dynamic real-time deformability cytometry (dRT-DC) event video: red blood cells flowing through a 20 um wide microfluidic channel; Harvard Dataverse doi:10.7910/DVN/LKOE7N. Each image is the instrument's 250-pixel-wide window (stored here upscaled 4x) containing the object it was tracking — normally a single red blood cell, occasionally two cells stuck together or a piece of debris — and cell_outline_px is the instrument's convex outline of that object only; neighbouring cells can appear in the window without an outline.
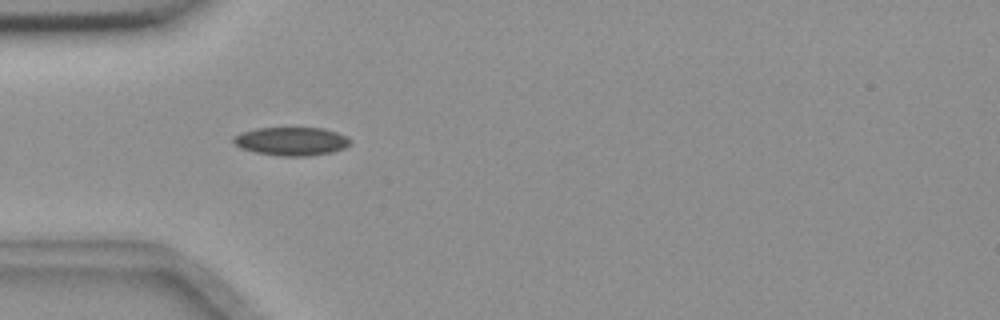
{"species": "common noctule bat (a hibernating species)", "species_latin": "Nyctalus noctula", "temperature_condition": "room temperature", "stored_images_in_passage": 41, "camera_frame_rate_fps": 3000, "um_per_image_px": 0.085, "animal": {"sex": "female", "body_mass_g": 18.4}, "frame": {"image": 1, "passage_image": 2, "time_ms": 0.333, "image_size_px": [1000, 320], "cell_outline_px": [[352, 140], [344, 148], [332, 152], [308, 156], [280, 156], [256, 152], [240, 148], [232, 140], [232, 136], [240, 132], [256, 128], [324, 128], [348, 136]], "centroid_in_image_um": [24.76, 12.0], "position_along_channel_um": 60.2, "area_um2": 19.42}}
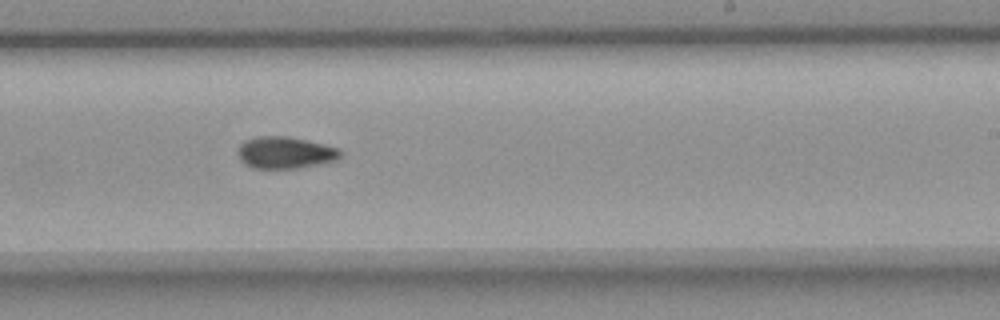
{"frame": {"image": 2, "passage_image": 19, "time_ms": 6.0, "image_size_px": [1000, 320], "cell_outline_px": [[340, 156], [336, 160], [320, 164], [296, 168], [252, 168], [244, 164], [240, 160], [236, 152], [236, 148], [244, 140], [256, 136], [288, 136], [308, 140], [340, 148]], "centroid_in_image_um": [24.19, 12.96], "position_along_channel_um": 264.8, "area_um2": 19.31}}
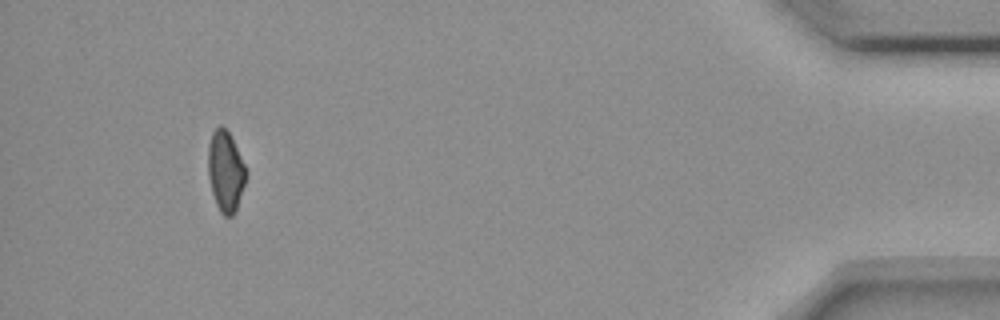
{"frame": {"image": 3, "passage_image": 37, "time_ms": 12.0, "image_size_px": [1000, 320], "cell_outline_px": [[248, 172], [236, 208], [232, 216], [224, 216], [220, 212], [216, 204], [212, 192], [208, 176], [208, 144], [212, 132], [220, 124], [228, 132]], "centroid_in_image_um": [19.15, 14.56], "position_along_channel_um": 416.0, "area_um2": 17.57}, "authors_computed_cell_mechanics": {"area_um2": 18.6694, "velocity_mm_per_s": 3.6654, "shape_relaxation_time_tau1_ms": null, "shape_relaxation_time_tau2_ms": 8.3254, "deformation_change_tau1": null, "deformation_change_tau2": 0.1095}}